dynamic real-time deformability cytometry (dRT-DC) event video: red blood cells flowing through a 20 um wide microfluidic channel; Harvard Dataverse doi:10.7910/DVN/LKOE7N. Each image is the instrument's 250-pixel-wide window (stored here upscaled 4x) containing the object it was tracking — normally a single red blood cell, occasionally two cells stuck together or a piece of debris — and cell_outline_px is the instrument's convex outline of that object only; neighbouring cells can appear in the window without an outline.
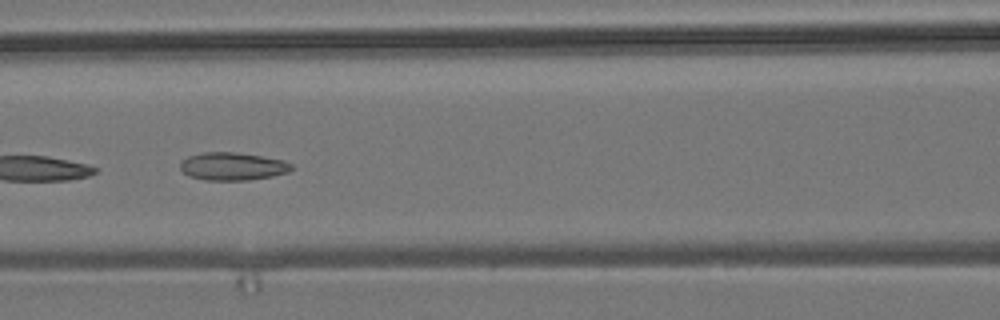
{"species": "common noctule bat (a hibernating species)", "species_latin": "Nyctalus noctula", "temperature_condition": "room temperature", "stored_images_in_passage": 8, "camera_frame_rate_fps": 3000, "um_per_image_px": 0.085, "animal": {"sex": "male", "body_mass_g": 19.2, "forearm_length_mm": 51.8}, "frame": {"image": 1, "passage_image": 6, "time_ms": 1.667, "image_size_px": [1000, 320], "cell_outline_px": [[292, 168], [288, 172], [272, 176], [248, 180], [208, 180], [188, 176], [180, 168], [180, 164], [188, 156], [204, 152], [236, 152], [284, 160], [292, 164]], "centroid_in_image_um": [19.77, 14.14], "position_along_channel_um": 146.8, "area_um2": 17.92}}
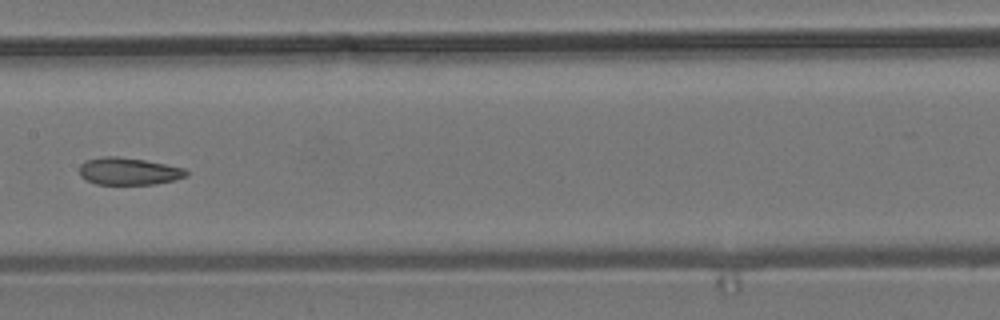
{"frame": {"image": 2, "passage_image": 7, "time_ms": 2.0, "image_size_px": [1000, 320], "cell_outline_px": [[188, 176], [156, 184], [96, 184], [84, 180], [80, 176], [80, 164], [84, 160], [100, 156], [116, 156], [144, 160], [184, 168], [188, 172]], "centroid_in_image_um": [10.88, 14.55], "position_along_channel_um": 196.5, "area_um2": 17.05}}
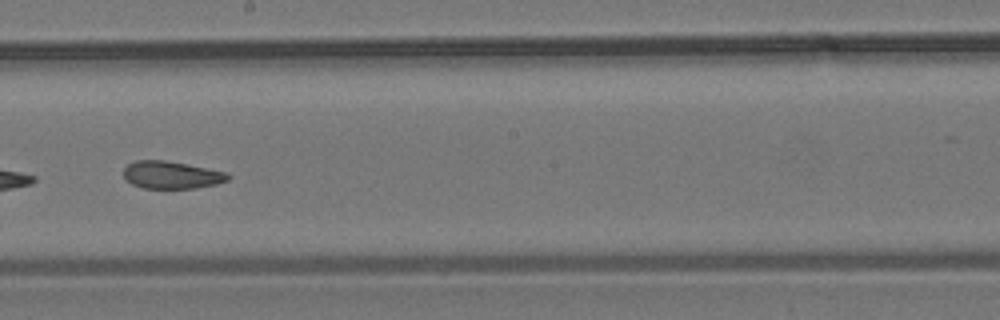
{"frame": {"image": 3, "passage_image": 8, "time_ms": 2.333, "image_size_px": [1000, 320], "cell_outline_px": [[232, 176], [228, 180], [216, 184], [196, 188], [144, 188], [132, 184], [124, 176], [124, 168], [128, 164], [136, 160], [164, 160], [188, 164], [224, 172]], "centroid_in_image_um": [14.58, 14.87], "position_along_channel_um": 233.6, "area_um2": 16.59}}